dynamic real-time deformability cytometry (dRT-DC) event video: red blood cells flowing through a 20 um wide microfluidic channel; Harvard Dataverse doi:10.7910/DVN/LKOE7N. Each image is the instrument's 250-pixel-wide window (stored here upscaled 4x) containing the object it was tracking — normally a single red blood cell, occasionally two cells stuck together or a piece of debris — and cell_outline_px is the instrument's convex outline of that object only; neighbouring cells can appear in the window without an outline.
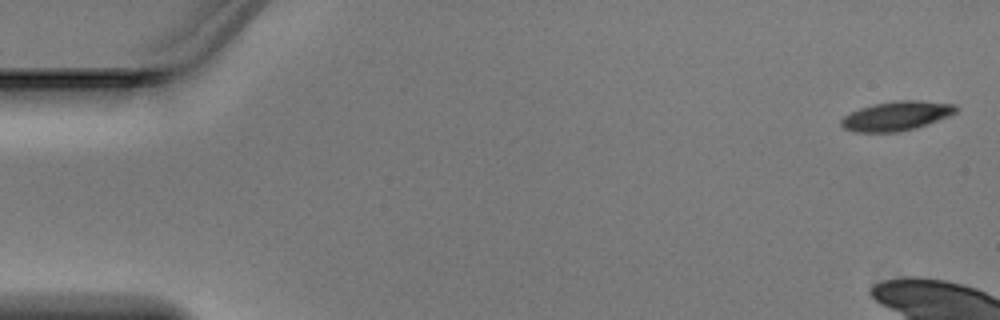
{"species": "Egyptian fruit bat (a non-hibernating species)", "species_latin": "Rousettus aegyptiacus", "temperature_condition": "warm", "stored_images_in_passage": 6, "segment_of_instrument_passage": [2, 2], "camera_frame_rate_fps": 3000, "um_per_image_px": 0.085, "animal": {"sex": "male"}, "frame": {"image": 1, "passage_image": 6, "time_ms": 1.667, "image_size_px": [1000, 320], "cell_outline_px": [[960, 108], [956, 112], [948, 116], [928, 124], [916, 128], [900, 132], [852, 132], [844, 128], [840, 124], [840, 120], [844, 116], [860, 108], [876, 104], [900, 100], [916, 100], [956, 104]], "centroid_in_image_um": [76.22, 9.86], "position_along_channel_um": 8.8, "area_um2": 19.59}}